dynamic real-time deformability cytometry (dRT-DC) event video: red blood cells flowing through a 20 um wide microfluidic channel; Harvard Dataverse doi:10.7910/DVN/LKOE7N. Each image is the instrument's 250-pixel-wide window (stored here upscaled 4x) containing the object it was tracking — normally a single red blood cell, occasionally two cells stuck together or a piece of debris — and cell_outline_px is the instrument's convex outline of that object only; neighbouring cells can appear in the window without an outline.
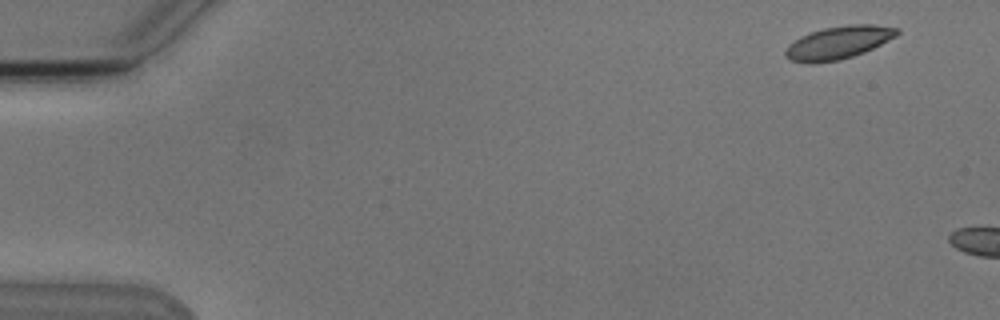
{"species": "Egyptian fruit bat (a non-hibernating species)", "species_latin": "Rousettus aegyptiacus", "temperature_condition": "cold", "stored_images_in_passage": 2, "camera_frame_rate_fps": 3000, "um_per_image_px": 0.085, "animal": {"sex": "male"}, "frame": {"image": 1, "passage_image": 1, "time_ms": 0.0, "image_size_px": [1000, 320], "cell_outline_px": [[900, 32], [896, 36], [864, 52], [840, 60], [816, 64], [808, 64], [792, 60], [784, 56], [784, 52], [788, 44], [800, 36], [824, 28], [848, 24], [872, 24], [900, 28]], "centroid_in_image_um": [71.24, 3.63], "position_along_channel_um": 13.8, "area_um2": 21.5}}